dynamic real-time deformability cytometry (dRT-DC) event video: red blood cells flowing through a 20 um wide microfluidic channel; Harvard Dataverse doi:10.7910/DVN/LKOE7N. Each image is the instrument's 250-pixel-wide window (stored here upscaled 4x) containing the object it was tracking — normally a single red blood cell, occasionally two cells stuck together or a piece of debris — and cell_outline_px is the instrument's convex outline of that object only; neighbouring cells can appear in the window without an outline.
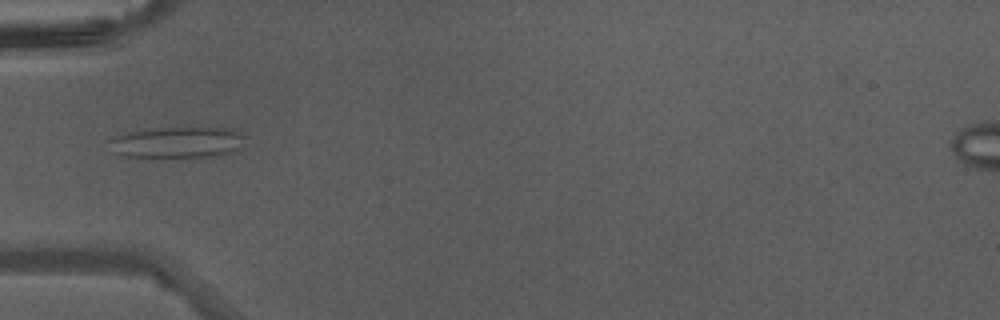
{"species": "Egyptian fruit bat (a non-hibernating species)", "species_latin": "Rousettus aegyptiacus", "temperature_condition": "warm", "stored_images_in_passage": 31, "camera_frame_rate_fps": 3000, "um_per_image_px": 0.085, "animal": {"sex": "male"}, "frame": {"image": 1, "passage_image": 1, "time_ms": 0.0, "image_size_px": [1000, 320], "cell_outline_px": [[244, 148], [232, 152], [212, 156], [128, 156], [112, 152], [112, 140], [128, 132], [152, 128], [232, 128], [244, 136]], "centroid_in_image_um": [15.19, 12.09], "position_along_channel_um": 69.8, "area_um2": 24.04}}
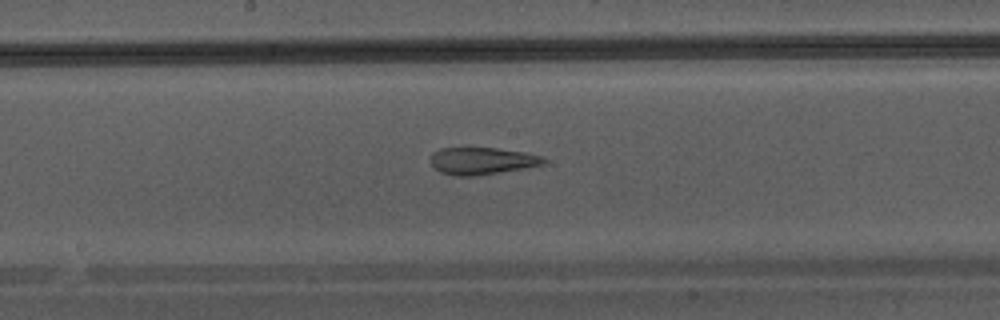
{"frame": {"image": 2, "passage_image": 10, "time_ms": 3.0, "image_size_px": [1000, 320], "cell_outline_px": [[548, 160], [544, 164], [524, 168], [472, 176], [456, 176], [440, 172], [432, 168], [432, 152], [440, 148], [496, 148], [524, 152], [544, 156]], "centroid_in_image_um": [40.97, 13.67], "position_along_channel_um": 207.2, "area_um2": 17.86}}